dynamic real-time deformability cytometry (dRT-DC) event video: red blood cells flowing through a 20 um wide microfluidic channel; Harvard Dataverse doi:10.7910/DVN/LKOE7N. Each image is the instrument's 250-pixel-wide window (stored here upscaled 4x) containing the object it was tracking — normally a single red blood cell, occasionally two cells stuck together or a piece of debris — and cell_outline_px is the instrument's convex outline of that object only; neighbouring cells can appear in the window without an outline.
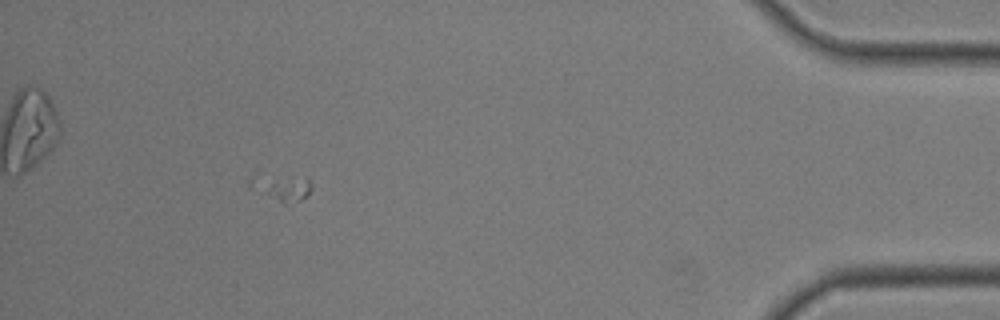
{"species": "common noctule bat (a hibernating species)", "species_latin": "Nyctalus noctula", "temperature_condition": "room temperature", "stored_images_in_passage": 26, "camera_frame_rate_fps": 3000, "um_per_image_px": 0.085, "animal": {"sex": "male", "body_mass_g": 19.0, "forearm_length_mm": 50.8}, "frame": {"image": 1, "passage_image": 26, "time_ms": 8.333, "image_size_px": [1000, 320], "cell_outline_px": [[312, 188], [308, 196], [300, 200], [284, 204], [252, 188], [248, 184], [252, 176], [256, 172], [308, 176], [312, 184]], "centroid_in_image_um": [23.96, 15.84], "position_along_channel_um": 411.2, "area_um2": 10.23}}